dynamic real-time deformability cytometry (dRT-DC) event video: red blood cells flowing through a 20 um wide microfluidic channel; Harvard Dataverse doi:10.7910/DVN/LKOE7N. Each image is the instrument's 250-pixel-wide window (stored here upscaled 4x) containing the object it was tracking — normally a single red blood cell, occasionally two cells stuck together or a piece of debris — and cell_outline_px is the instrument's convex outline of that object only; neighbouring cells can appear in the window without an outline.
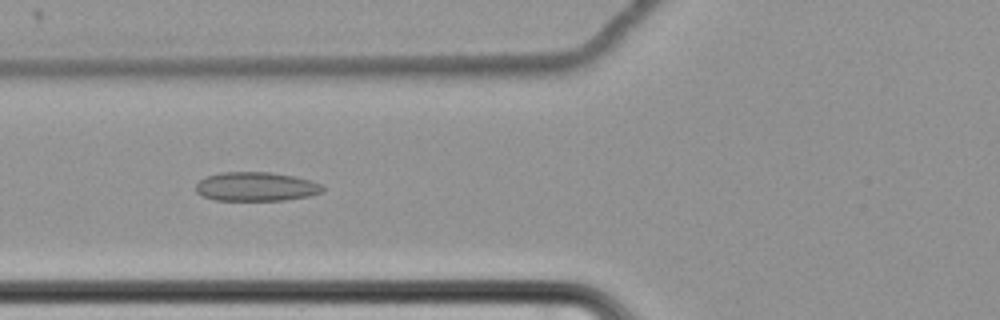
{"species": "common noctule bat (a hibernating species)", "species_latin": "Nyctalus noctula", "temperature_condition": "cold", "stored_images_in_passage": 60, "camera_frame_rate_fps": 3000, "um_per_image_px": 0.085, "animal": {"sex": "female", "body_mass_g": 22.7, "forearm_length_mm": 54.2}, "frame": {"image": 1, "passage_image": 24, "time_ms": 7.667, "image_size_px": [1000, 320], "cell_outline_px": [[324, 192], [308, 196], [284, 200], [216, 200], [204, 196], [196, 192], [196, 184], [200, 180], [208, 176], [220, 172], [268, 172], [292, 176], [312, 180], [320, 184], [324, 188]], "centroid_in_image_um": [21.78, 15.86], "position_along_channel_um": 104.0, "area_um2": 21.33}}
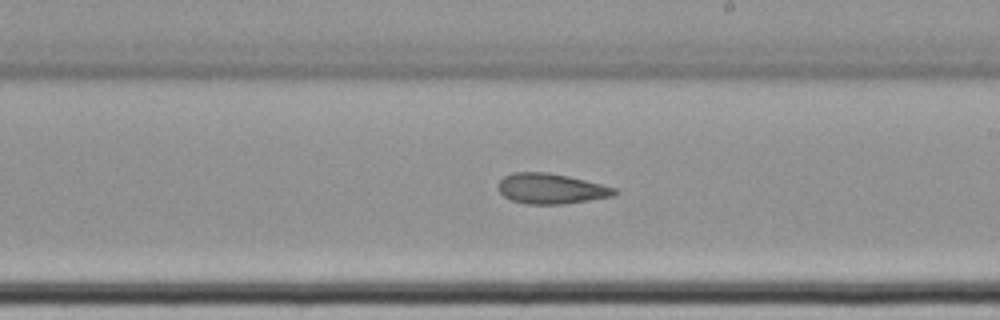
{"frame": {"image": 2, "passage_image": 36, "time_ms": 11.667, "image_size_px": [1000, 320], "cell_outline_px": [[620, 192], [612, 196], [564, 204], [524, 204], [512, 200], [504, 196], [496, 188], [500, 180], [504, 176], [512, 172], [548, 172], [568, 176], [616, 188]], "centroid_in_image_um": [46.81, 16.03], "position_along_channel_um": 242.2, "area_um2": 20.58}}
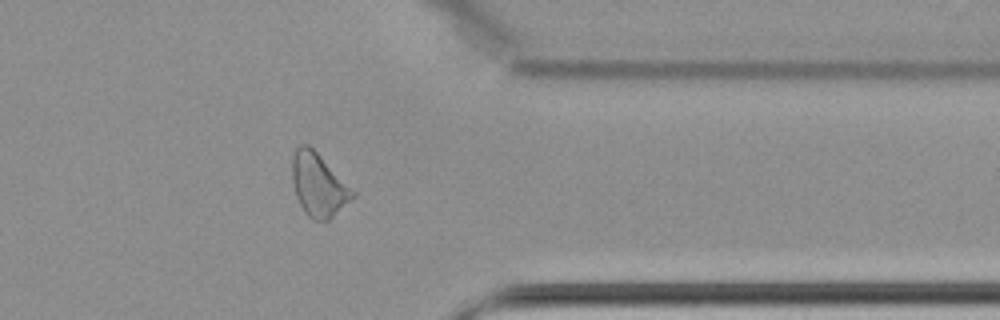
{"frame": {"image": 3, "passage_image": 49, "time_ms": 16.0, "image_size_px": [1000, 320], "cell_outline_px": [[356, 196], [328, 220], [312, 220], [304, 212], [296, 196], [292, 180], [292, 156], [296, 148], [300, 144], [308, 144], [356, 192]], "centroid_in_image_um": [27.06, 15.72], "position_along_channel_um": 384.3, "area_um2": 22.02}, "authors_computed_cell_mechanics": {"area_um2": 22.831, "velocity_mm_per_s": 3.4485, "shape_relaxation_time_tau1_ms": null, "shape_relaxation_time_tau2_ms": 4.7707, "deformation_change_tau1": null, "deformation_change_tau2": 0.1096}}